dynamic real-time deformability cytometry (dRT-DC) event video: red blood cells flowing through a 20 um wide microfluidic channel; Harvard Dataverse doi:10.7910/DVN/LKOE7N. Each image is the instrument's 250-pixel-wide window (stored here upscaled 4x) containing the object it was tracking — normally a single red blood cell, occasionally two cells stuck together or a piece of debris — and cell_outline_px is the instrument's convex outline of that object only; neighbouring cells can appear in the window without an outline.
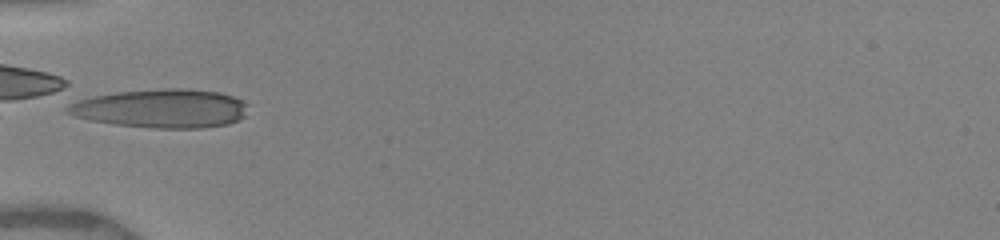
{"species": "human", "species_latin": "Homo sapiens", "temperature_condition": "warm", "stored_images_in_passage": 45, "camera_frame_rate_fps": 3000, "um_per_image_px": 0.085, "donor": {"sex": "female"}, "frame": {"image": 1, "passage_image": 1, "time_ms": 0.0, "image_size_px": [1000, 240], "cell_outline_px": [[248, 104], [244, 116], [240, 120], [228, 124], [204, 128], [152, 128], [112, 124], [92, 120], [76, 116], [64, 112], [64, 108], [80, 100], [96, 96], [116, 92], [164, 88], [184, 88], [220, 92], [244, 100]], "centroid_in_image_um": [13.77, 9.22], "position_along_channel_um": 71.2, "area_um2": 40.81}}
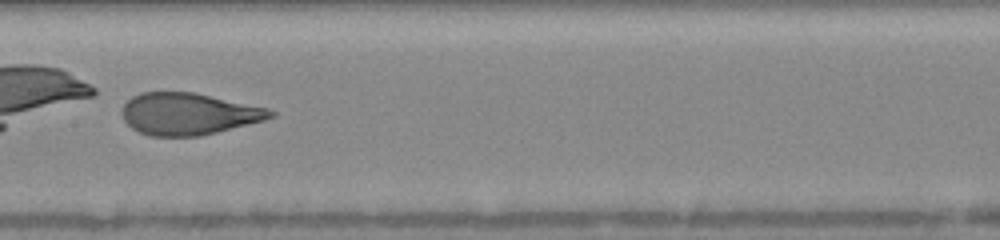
{"frame": {"image": 2, "passage_image": 19, "time_ms": 3.0, "image_size_px": [1000, 240], "cell_outline_px": [[276, 116], [264, 120], [200, 136], [148, 136], [132, 128], [124, 120], [120, 112], [124, 104], [132, 96], [140, 92], [196, 92], [268, 108], [276, 112]], "centroid_in_image_um": [16.01, 9.67], "position_along_channel_um": 191.4, "area_um2": 36.36}}
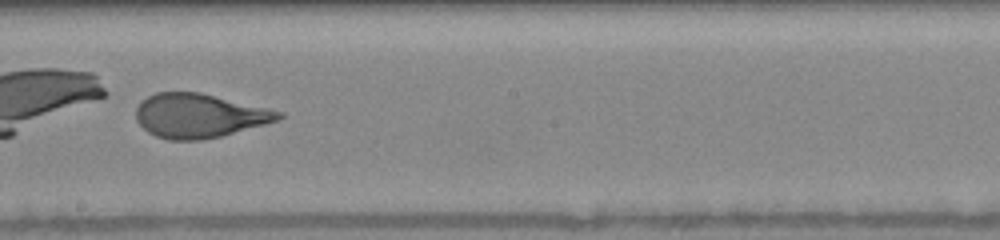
{"frame": {"image": 3, "passage_image": 25, "time_ms": 4.0, "image_size_px": [1000, 240], "cell_outline_px": [[284, 116], [276, 120], [264, 124], [220, 136], [204, 140], [168, 140], [156, 136], [148, 132], [136, 120], [136, 108], [140, 100], [156, 92], [200, 92], [268, 108], [284, 112]], "centroid_in_image_um": [16.9, 9.83], "position_along_channel_um": 231.3, "area_um2": 36.53}}